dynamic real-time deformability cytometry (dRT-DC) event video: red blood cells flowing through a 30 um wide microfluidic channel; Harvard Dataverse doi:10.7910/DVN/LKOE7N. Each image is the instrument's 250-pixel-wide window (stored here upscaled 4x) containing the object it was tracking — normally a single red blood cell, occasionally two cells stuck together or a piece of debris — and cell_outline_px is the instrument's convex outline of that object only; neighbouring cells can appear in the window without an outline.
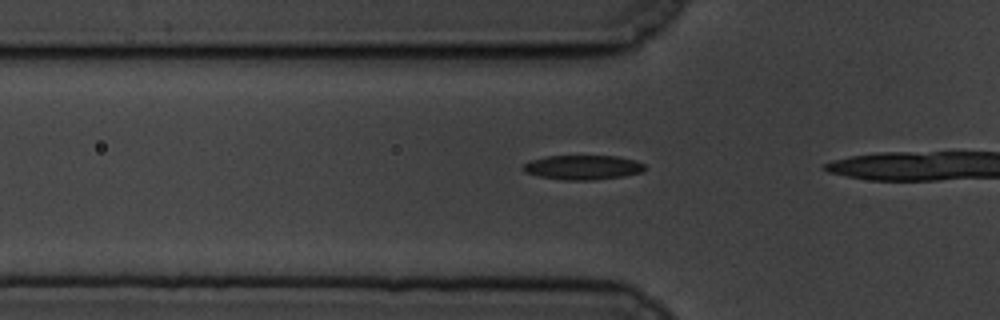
{"species": "common noctule bat (a hibernating species)", "species_latin": "Nyctalus noctula", "temperature_condition": "cold", "stored_images_in_passage": 5, "camera_frame_rate_fps": 3000, "um_per_image_px": 0.085, "animal": {"sex": "male", "body_mass_g": 19.5, "forearm_length_mm": 54.6}, "frame": {"image": 1, "passage_image": 3, "time_ms": 0.667, "image_size_px": [1000, 320], "cell_outline_px": [[648, 168], [640, 172], [624, 176], [592, 180], [564, 180], [540, 176], [524, 172], [520, 168], [524, 164], [532, 160], [548, 156], [616, 156], [636, 160], [644, 164]], "centroid_in_image_um": [49.55, 14.22], "position_along_channel_um": 76.2, "area_um2": 17.34}}